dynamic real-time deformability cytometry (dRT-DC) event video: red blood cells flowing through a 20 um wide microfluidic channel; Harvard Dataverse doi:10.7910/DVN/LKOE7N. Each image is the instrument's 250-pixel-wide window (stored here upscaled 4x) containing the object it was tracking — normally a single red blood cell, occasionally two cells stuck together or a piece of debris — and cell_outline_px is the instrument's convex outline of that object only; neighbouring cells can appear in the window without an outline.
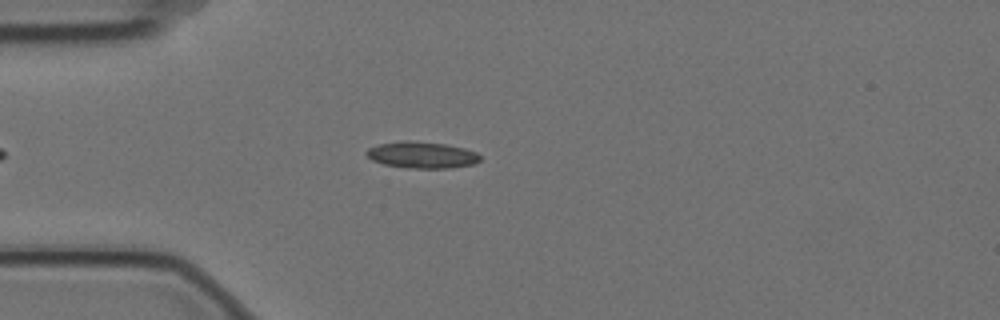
{"species": "Egyptian fruit bat (a non-hibernating species)", "species_latin": "Rousettus aegyptiacus", "temperature_condition": "cold", "stored_images_in_passage": 5, "camera_frame_rate_fps": 3000, "um_per_image_px": 0.085, "animal": {"sex": "female"}, "frame": {"image": 1, "passage_image": 5, "time_ms": 1.333, "image_size_px": [1000, 320], "cell_outline_px": [[480, 160], [472, 164], [452, 168], [408, 168], [384, 164], [372, 160], [364, 152], [368, 148], [380, 144], [400, 140], [416, 140], [448, 144], [464, 148], [476, 152], [480, 156]], "centroid_in_image_um": [35.85, 13.15], "position_along_channel_um": 49.2, "area_um2": 17.74}}